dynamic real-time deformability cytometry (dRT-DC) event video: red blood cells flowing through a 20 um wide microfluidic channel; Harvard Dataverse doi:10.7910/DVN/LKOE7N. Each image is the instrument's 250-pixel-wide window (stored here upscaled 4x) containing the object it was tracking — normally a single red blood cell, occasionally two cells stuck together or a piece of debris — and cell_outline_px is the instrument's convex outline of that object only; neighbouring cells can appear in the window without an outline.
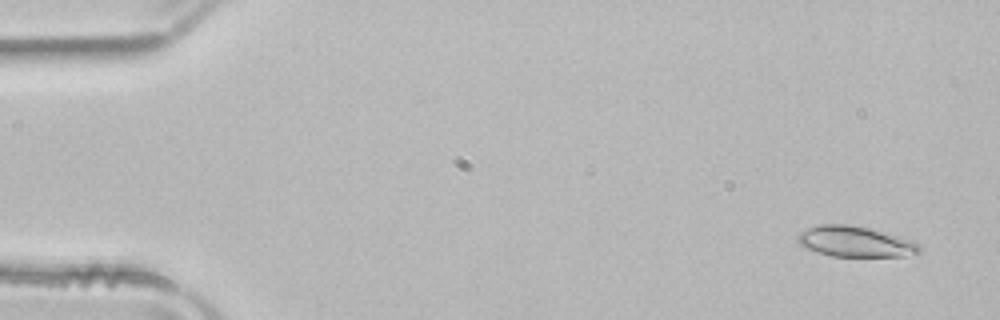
{"species": "common noctule bat (a hibernating species)", "species_latin": "Nyctalus noctula", "temperature_condition": "room temperature", "stored_images_in_passage": 53, "camera_frame_rate_fps": 3000, "um_per_image_px": 0.085, "animal": {"sex": "male", "body_mass_g": 21.5, "forearm_length_mm": 52.0}, "frame": {"image": 1, "passage_image": 3, "time_ms": 0.667, "image_size_px": [1000, 320], "cell_outline_px": [[920, 252], [904, 256], [832, 256], [808, 248], [800, 244], [796, 240], [796, 236], [800, 232], [808, 228], [820, 224], [852, 224], [872, 228], [888, 232], [912, 240], [920, 248]], "centroid_in_image_um": [72.7, 20.51], "position_along_channel_um": 12.3, "area_um2": 21.73}}
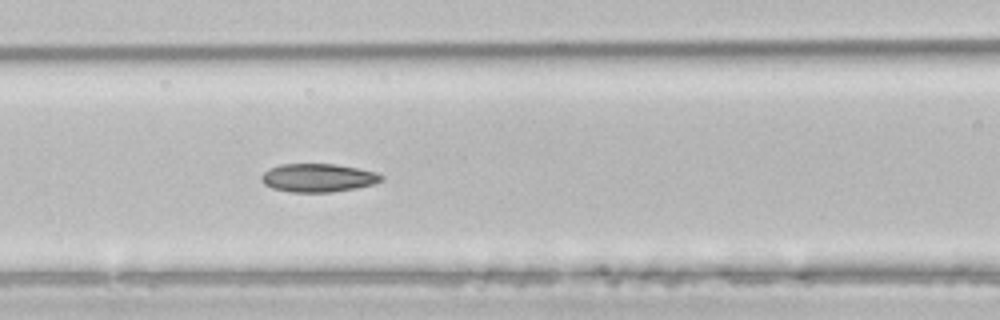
{"frame": {"image": 2, "passage_image": 22, "time_ms": 7.0, "image_size_px": [1000, 320], "cell_outline_px": [[384, 180], [372, 184], [356, 188], [332, 192], [292, 192], [272, 188], [264, 184], [260, 180], [260, 176], [268, 168], [280, 164], [336, 164], [376, 172], [384, 176]], "centroid_in_image_um": [27.01, 15.11], "position_along_channel_um": 139.6, "area_um2": 19.88}}
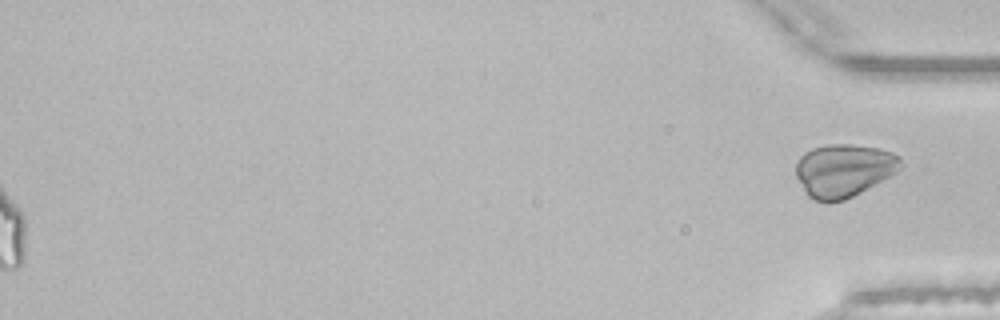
{"frame": {"image": 3, "passage_image": 53, "time_ms": 17.333, "image_size_px": [1000, 320], "cell_outline_px": [[904, 164], [892, 176], [844, 200], [828, 204], [816, 200], [808, 196], [804, 192], [796, 176], [796, 164], [800, 156], [804, 152], [812, 148], [828, 144], [852, 144], [876, 148], [892, 152], [900, 156]], "centroid_in_image_um": [71.72, 14.49], "position_along_channel_um": 363.5, "area_um2": 32.71}, "authors_computed_cell_mechanics": {"area_um2": 20.9814, "velocity_mm_per_s": 3.9371, "shape_relaxation_time_tau1_ms": 7.4481, "shape_relaxation_time_tau2_ms": 5.6279, "deformation_change_tau1": 0.1439, "deformation_change_tau2": 0.0728}}